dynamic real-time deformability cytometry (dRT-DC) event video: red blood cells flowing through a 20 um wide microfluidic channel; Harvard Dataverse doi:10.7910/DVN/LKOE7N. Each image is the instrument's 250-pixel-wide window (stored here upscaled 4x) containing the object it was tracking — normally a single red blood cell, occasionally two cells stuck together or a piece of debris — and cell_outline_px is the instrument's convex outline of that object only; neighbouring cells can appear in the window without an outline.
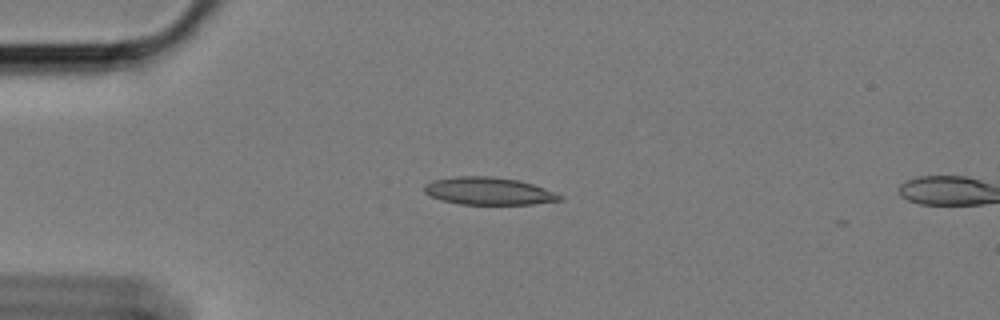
{"species": "Egyptian fruit bat (a non-hibernating species)", "species_latin": "Rousettus aegyptiacus", "temperature_condition": "cold", "stored_images_in_passage": 17, "camera_frame_rate_fps": 3000, "um_per_image_px": 0.085, "animal": {"sex": "female"}, "frame": {"image": 1, "passage_image": 15, "time_ms": 4.667, "image_size_px": [1000, 320], "cell_outline_px": [[564, 200], [532, 204], [460, 204], [440, 200], [424, 192], [424, 184], [432, 180], [456, 176], [492, 176], [520, 180], [544, 188], [564, 196]], "centroid_in_image_um": [41.54, 16.23], "position_along_channel_um": 43.5, "area_um2": 21.85}}